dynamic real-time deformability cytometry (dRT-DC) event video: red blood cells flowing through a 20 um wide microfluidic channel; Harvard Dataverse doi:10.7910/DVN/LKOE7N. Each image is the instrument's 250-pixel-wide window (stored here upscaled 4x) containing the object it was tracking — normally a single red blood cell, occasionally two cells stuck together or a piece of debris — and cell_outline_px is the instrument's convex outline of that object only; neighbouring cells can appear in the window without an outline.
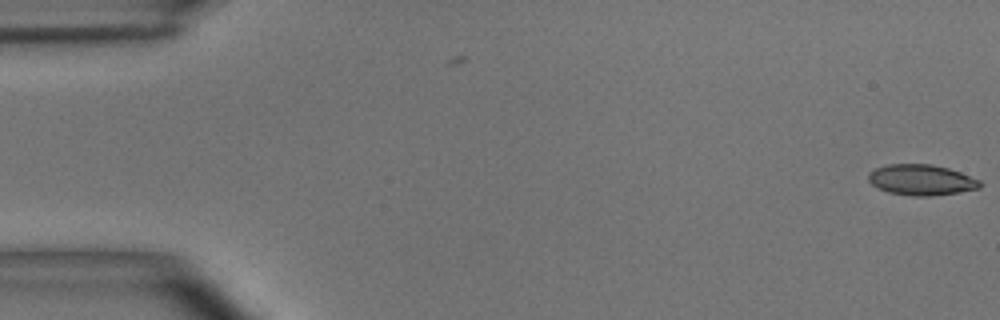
{"species": "common noctule bat (a hibernating species)", "species_latin": "Nyctalus noctula", "temperature_condition": "room temperature", "stored_images_in_passage": 5, "camera_frame_rate_fps": 3000, "um_per_image_px": 0.085, "animal": {"sex": "male", "body_mass_g": 15.6}, "frame": {"image": 1, "passage_image": 5, "time_ms": 1.333, "image_size_px": [1000, 320], "cell_outline_px": [[980, 188], [956, 192], [928, 196], [912, 196], [888, 192], [872, 184], [868, 180], [868, 172], [876, 168], [888, 164], [932, 164], [948, 168], [960, 172], [980, 180]], "centroid_in_image_um": [78.29, 15.28], "position_along_channel_um": 6.7, "area_um2": 19.77}}